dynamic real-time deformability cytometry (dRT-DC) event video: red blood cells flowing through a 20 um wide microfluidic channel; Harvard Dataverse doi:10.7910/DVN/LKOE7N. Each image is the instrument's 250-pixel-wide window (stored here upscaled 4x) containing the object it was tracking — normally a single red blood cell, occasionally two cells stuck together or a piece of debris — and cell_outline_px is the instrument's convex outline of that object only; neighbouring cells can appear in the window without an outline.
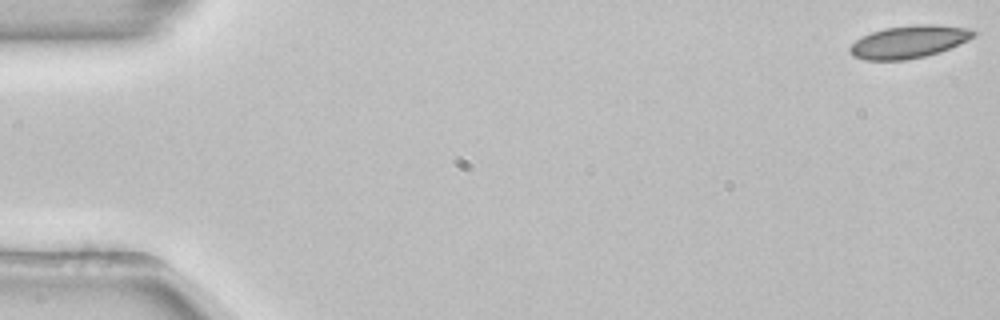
{"species": "common noctule bat (a hibernating species)", "species_latin": "Nyctalus noctula", "temperature_condition": "room temperature", "stored_images_in_passage": 53, "camera_frame_rate_fps": 3000, "um_per_image_px": 0.085, "animal": {"sex": "female", "body_mass_g": 22.7, "forearm_length_mm": 54.2}, "frame": {"image": 1, "passage_image": 1, "time_ms": 0.0, "image_size_px": [1000, 320], "cell_outline_px": [[976, 36], [968, 40], [940, 52], [908, 60], [864, 60], [852, 56], [848, 48], [856, 40], [872, 32], [884, 28], [912, 24], [936, 24], [972, 28], [976, 32]], "centroid_in_image_um": [77.28, 3.54], "position_along_channel_um": 7.7, "area_um2": 23.7}}
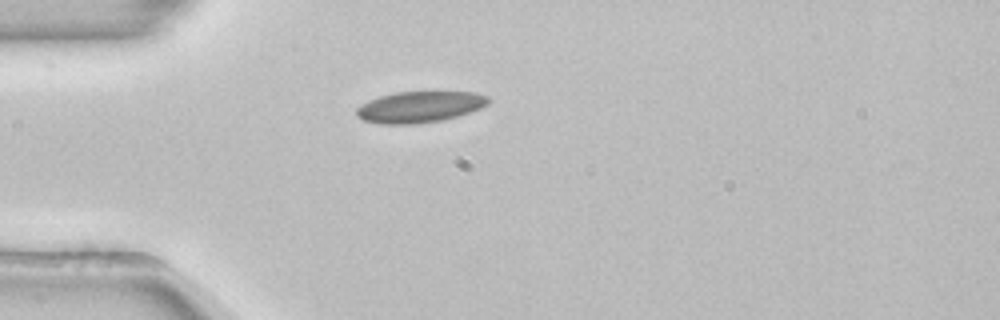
{"frame": {"image": 2, "passage_image": 15, "time_ms": 4.667, "image_size_px": [1000, 320], "cell_outline_px": [[488, 104], [480, 108], [456, 116], [440, 120], [416, 124], [380, 124], [364, 120], [356, 116], [356, 108], [360, 104], [368, 100], [380, 96], [396, 92], [476, 92], [488, 96]], "centroid_in_image_um": [35.63, 9.08], "position_along_channel_um": 49.4, "area_um2": 23.87}}
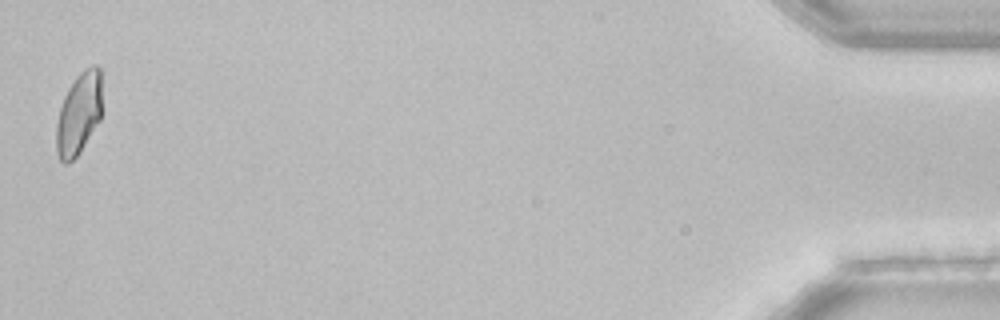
{"frame": {"image": 3, "passage_image": 53, "time_ms": 17.333, "image_size_px": [1000, 320], "cell_outline_px": [[100, 120], [80, 152], [68, 164], [64, 164], [60, 160], [56, 152], [56, 124], [60, 108], [64, 96], [68, 88], [76, 76], [84, 68], [92, 64], [96, 64], [100, 68]], "centroid_in_image_um": [6.68, 9.67], "position_along_channel_um": 428.5, "area_um2": 21.85}, "authors_computed_cell_mechanics": {"area_um2": 23.6402, "velocity_mm_per_s": 3.8639, "shape_relaxation_time_tau1_ms": 7.7652, "shape_relaxation_time_tau2_ms": 8.7024, "deformation_change_tau1": 0.1018, "deformation_change_tau2": 0.1194}}